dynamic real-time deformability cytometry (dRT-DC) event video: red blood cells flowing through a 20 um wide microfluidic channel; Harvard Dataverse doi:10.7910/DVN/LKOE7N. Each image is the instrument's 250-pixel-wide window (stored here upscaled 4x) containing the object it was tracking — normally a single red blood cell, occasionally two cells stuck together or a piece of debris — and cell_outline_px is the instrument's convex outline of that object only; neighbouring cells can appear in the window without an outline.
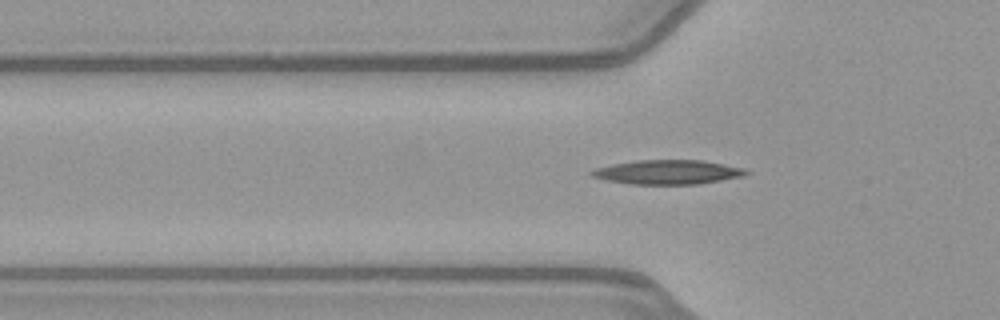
{"species": "common noctule bat (a hibernating species)", "species_latin": "Nyctalus noctula", "temperature_condition": "warm", "stored_images_in_passage": 49, "camera_frame_rate_fps": 3000, "um_per_image_px": 0.085, "animal": {"sex": "female", "body_mass_g": 21.9}, "frame": {"image": 1, "passage_image": 14, "time_ms": 4.333, "image_size_px": [1000, 320], "cell_outline_px": [[752, 172], [744, 176], [700, 184], [628, 184], [608, 180], [592, 176], [588, 172], [596, 168], [612, 164], [636, 160], [700, 160], [724, 164], [744, 168]], "centroid_in_image_um": [56.79, 14.63], "position_along_channel_um": 69.0, "area_um2": 21.91}}
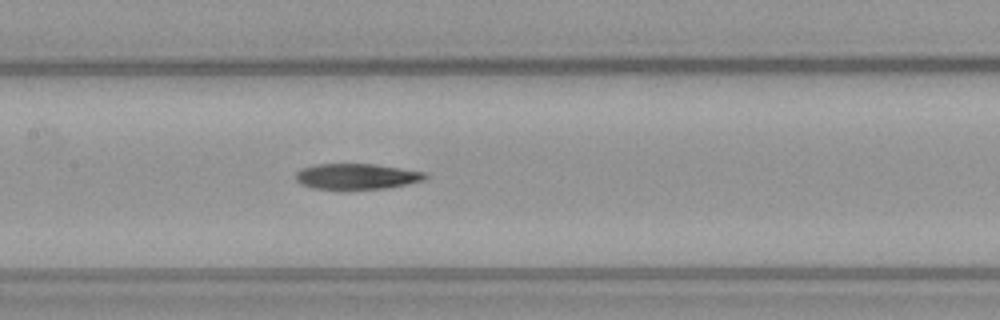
{"frame": {"image": 2, "passage_image": 22, "time_ms": 7.0, "image_size_px": [1000, 320], "cell_outline_px": [[428, 176], [424, 180], [408, 184], [388, 188], [312, 188], [300, 184], [296, 180], [296, 172], [300, 168], [312, 164], [372, 164], [424, 172]], "centroid_in_image_um": [30.28, 14.98], "position_along_channel_um": 177.1, "area_um2": 19.13}}
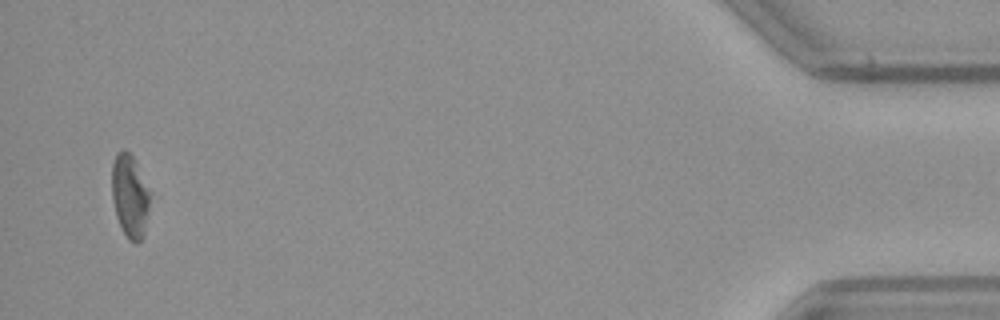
{"frame": {"image": 3, "passage_image": 47, "time_ms": 15.333, "image_size_px": [1000, 320], "cell_outline_px": [[152, 196], [144, 236], [136, 244], [128, 240], [120, 228], [116, 216], [112, 200], [112, 164], [116, 152], [120, 148], [124, 148], [132, 156], [152, 192]], "centroid_in_image_um": [11.06, 16.67], "position_along_channel_um": 424.1, "area_um2": 19.19}, "authors_computed_cell_mechanics": {"area_um2": 20.3456, "velocity_mm_per_s": 4.0014, "shape_relaxation_time_tau1_ms": 8.6623, "shape_relaxation_time_tau2_ms": null, "deformation_change_tau1": 0.2304, "deformation_change_tau2": null}}